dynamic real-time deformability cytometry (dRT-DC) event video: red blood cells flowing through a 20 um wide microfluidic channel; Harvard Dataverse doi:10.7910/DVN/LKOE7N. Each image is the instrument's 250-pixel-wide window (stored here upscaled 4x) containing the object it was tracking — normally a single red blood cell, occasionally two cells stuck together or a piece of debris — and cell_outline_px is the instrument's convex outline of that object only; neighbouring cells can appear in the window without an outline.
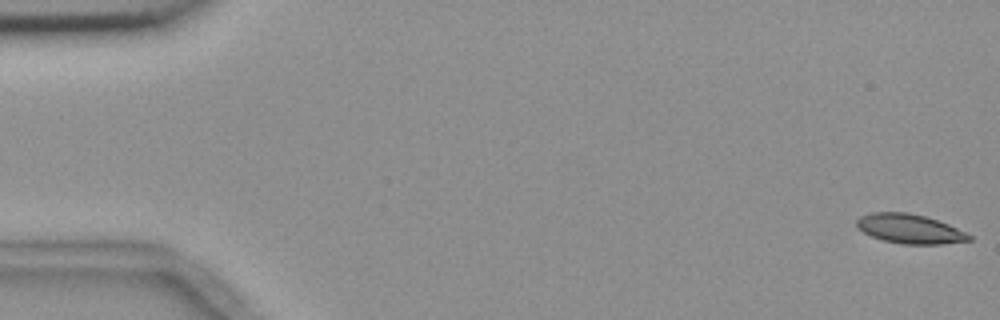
{"species": "common noctule bat (a hibernating species)", "species_latin": "Nyctalus noctula", "temperature_condition": "room temperature", "stored_images_in_passage": 56, "camera_frame_rate_fps": 3000, "um_per_image_px": 0.085, "animal": {"sex": "female", "body_mass_g": 18.4}, "frame": {"image": 1, "passage_image": 1, "time_ms": 0.0, "image_size_px": [1000, 320], "cell_outline_px": [[972, 240], [940, 244], [904, 244], [884, 240], [872, 236], [856, 228], [856, 220], [860, 216], [872, 212], [908, 212], [924, 216], [948, 224], [972, 236]], "centroid_in_image_um": [77.29, 19.44], "position_along_channel_um": 7.7, "area_um2": 19.07}}
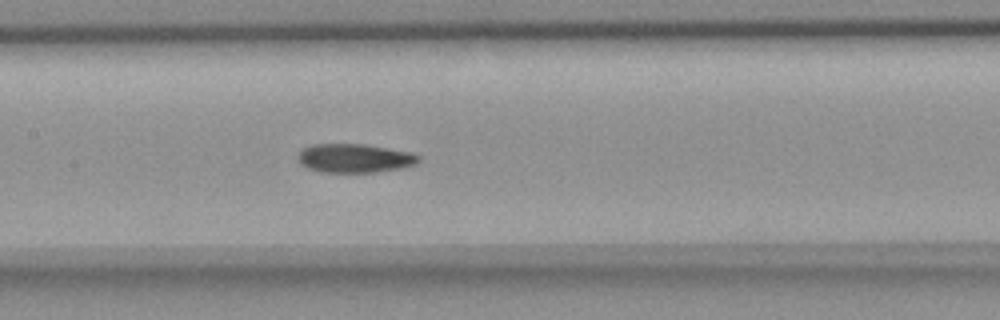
{"frame": {"image": 2, "passage_image": 27, "time_ms": 8.667, "image_size_px": [1000, 320], "cell_outline_px": [[420, 160], [416, 164], [400, 168], [376, 172], [320, 172], [308, 168], [300, 164], [296, 160], [296, 152], [312, 144], [364, 144], [412, 152], [420, 156]], "centroid_in_image_um": [30.1, 13.44], "position_along_channel_um": 177.3, "area_um2": 20.52}}
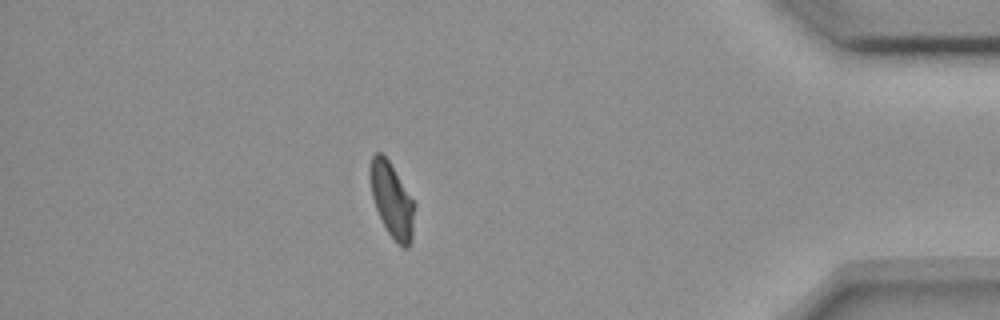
{"frame": {"image": 3, "passage_image": 49, "time_ms": 16.0, "image_size_px": [1000, 320], "cell_outline_px": [[416, 204], [412, 240], [408, 248], [404, 248], [388, 232], [376, 208], [372, 196], [368, 172], [372, 156], [376, 152], [380, 152], [388, 160]], "centroid_in_image_um": [33.32, 17.0], "position_along_channel_um": 401.9, "area_um2": 19.19}, "authors_computed_cell_mechanics": {"area_um2": 20.23, "velocity_mm_per_s": 3.6336, "shape_relaxation_time_tau1_ms": 6.6663, "shape_relaxation_time_tau2_ms": 3.6532, "deformation_change_tau1": 0.165, "deformation_change_tau2": 0.087}}